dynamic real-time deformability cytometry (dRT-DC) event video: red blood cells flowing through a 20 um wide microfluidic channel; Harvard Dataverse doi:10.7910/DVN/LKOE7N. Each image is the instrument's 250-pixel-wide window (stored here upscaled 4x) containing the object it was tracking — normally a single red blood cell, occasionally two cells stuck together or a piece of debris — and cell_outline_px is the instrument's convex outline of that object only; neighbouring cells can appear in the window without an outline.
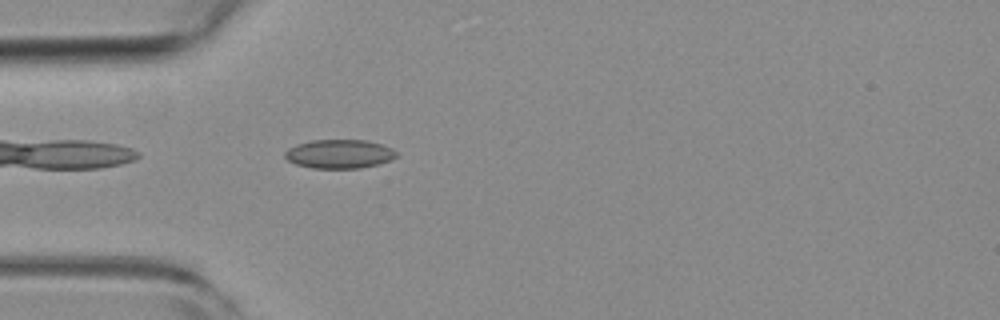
{"species": "common noctule bat (a hibernating species)", "species_latin": "Nyctalus noctula", "temperature_condition": "room temperature", "stored_images_in_passage": 41, "camera_frame_rate_fps": 3000, "um_per_image_px": 0.085, "animal": {"sex": "female", "body_mass_g": 19.3, "forearm_length_mm": 54.1}, "frame": {"image": 1, "passage_image": 2, "time_ms": 0.333, "image_size_px": [1000, 320], "cell_outline_px": [[400, 156], [392, 160], [360, 168], [312, 168], [296, 164], [288, 160], [284, 156], [284, 152], [288, 148], [296, 144], [312, 140], [368, 140], [392, 148]], "centroid_in_image_um": [28.85, 13.08], "position_along_channel_um": 56.1, "area_um2": 18.84}}
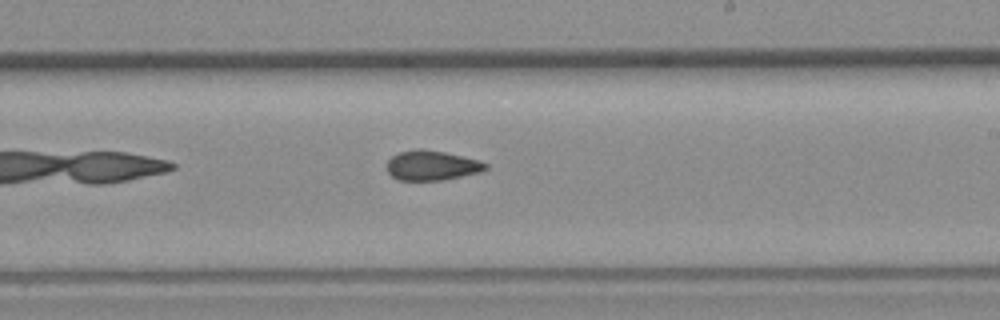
{"frame": {"image": 2, "passage_image": 18, "time_ms": 5.667, "image_size_px": [1000, 320], "cell_outline_px": [[488, 168], [484, 172], [444, 180], [396, 180], [388, 172], [388, 160], [392, 156], [400, 152], [416, 148], [424, 148], [444, 152], [480, 160], [488, 164]], "centroid_in_image_um": [36.75, 14.06], "position_along_channel_um": 252.2, "area_um2": 17.4}}
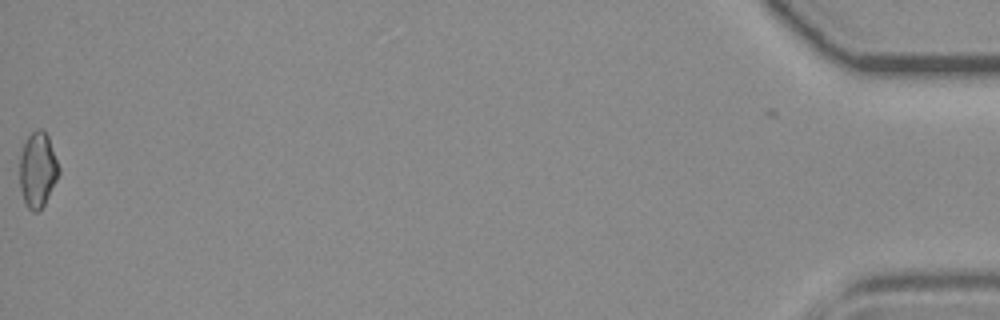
{"frame": {"image": 3, "passage_image": 41, "time_ms": 13.333, "image_size_px": [1000, 320], "cell_outline_px": [[60, 172], [44, 204], [36, 212], [32, 212], [28, 208], [24, 200], [20, 188], [20, 156], [24, 144], [28, 136], [36, 128], [44, 128], [48, 136], [60, 168]], "centroid_in_image_um": [3.2, 14.39], "position_along_channel_um": 432.0, "area_um2": 17.05}, "authors_computed_cell_mechanics": {"area_um2": 17.1666, "velocity_mm_per_s": 3.7506, "shape_relaxation_time_tau1_ms": null, "shape_relaxation_time_tau2_ms": 4.0396, "deformation_change_tau1": null, "deformation_change_tau2": 0.0854}}